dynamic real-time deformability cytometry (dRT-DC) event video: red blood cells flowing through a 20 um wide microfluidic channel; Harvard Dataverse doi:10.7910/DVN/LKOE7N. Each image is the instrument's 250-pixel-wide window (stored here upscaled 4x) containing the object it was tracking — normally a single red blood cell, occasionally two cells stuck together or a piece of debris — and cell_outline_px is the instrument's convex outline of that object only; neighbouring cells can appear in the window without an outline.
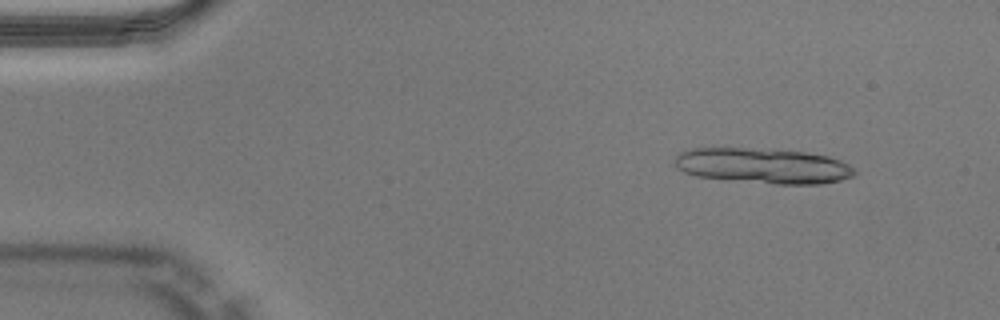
{"species": "Egyptian fruit bat (a non-hibernating species)", "species_latin": "Rousettus aegyptiacus", "temperature_condition": "warm", "stored_images_in_passage": 14, "camera_frame_rate_fps": 3000, "um_per_image_px": 0.085, "animal": {"sex": "male"}, "frame": {"image": 1, "passage_image": 5, "time_ms": 1.333, "image_size_px": [1000, 320], "cell_outline_px": [[856, 172], [852, 176], [840, 180], [820, 184], [776, 184], [696, 176], [684, 172], [676, 168], [676, 156], [680, 152], [692, 148], [748, 148], [804, 152], [828, 156], [840, 160], [848, 164]], "centroid_in_image_um": [64.85, 14.09], "position_along_channel_um": 20.2, "area_um2": 36.7}}